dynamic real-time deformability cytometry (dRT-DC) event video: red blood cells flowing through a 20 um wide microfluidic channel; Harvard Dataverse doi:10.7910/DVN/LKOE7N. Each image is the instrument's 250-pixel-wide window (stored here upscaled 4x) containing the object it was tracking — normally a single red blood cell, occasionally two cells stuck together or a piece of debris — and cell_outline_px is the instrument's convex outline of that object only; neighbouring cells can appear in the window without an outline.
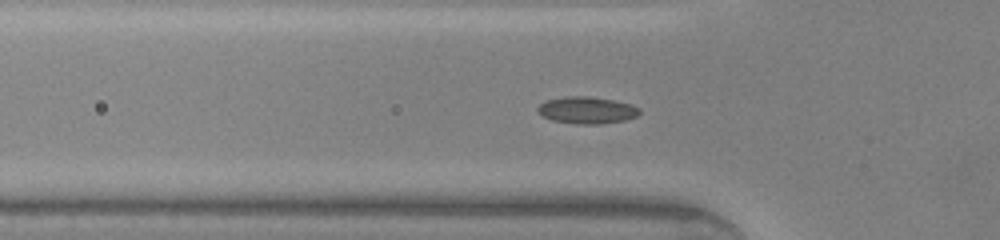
{"species": "common noctule bat (a hibernating species)", "species_latin": "Nyctalus noctula", "temperature_condition": "warm", "stored_images_in_passage": 47, "camera_frame_rate_fps": 3000, "um_per_image_px": 0.085, "animal": {"sex": "male", "body_mass_g": 20.0, "forearm_length_mm": 53.3}, "frame": {"image": 1, "passage_image": 14, "time_ms": 4.333, "image_size_px": [1000, 240], "cell_outline_px": [[640, 112], [636, 116], [624, 120], [600, 124], [580, 124], [552, 120], [544, 116], [536, 108], [540, 104], [548, 100], [564, 96], [588, 96], [612, 100], [628, 104], [640, 108]], "centroid_in_image_um": [49.88, 9.36], "position_along_channel_um": 75.9, "area_um2": 15.66}}
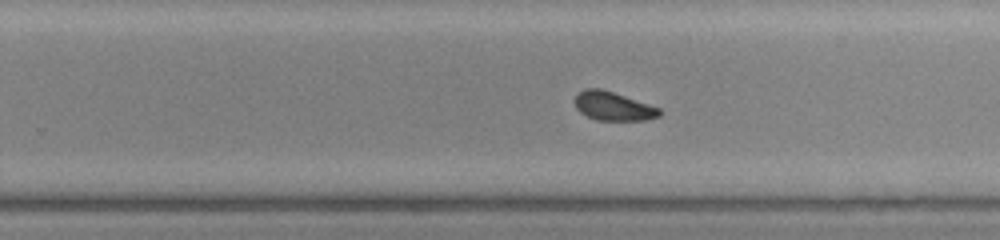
{"frame": {"image": 2, "passage_image": 28, "time_ms": 9.0, "image_size_px": [1000, 240], "cell_outline_px": [[660, 116], [644, 120], [596, 120], [580, 112], [576, 108], [576, 92], [584, 88], [600, 88], [660, 108]], "centroid_in_image_um": [52.09, 9.02], "position_along_channel_um": 277.7, "area_um2": 13.99}}
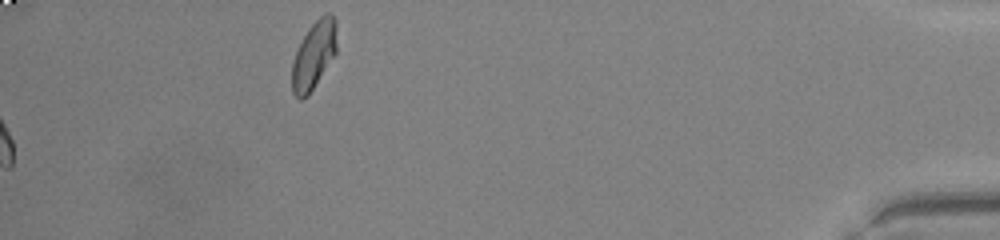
{"frame": {"image": 3, "passage_image": 47, "time_ms": 15.333, "image_size_px": [1000, 240], "cell_outline_px": [[336, 52], [308, 96], [300, 100], [292, 92], [292, 60], [308, 28], [324, 12], [328, 12], [336, 20]], "centroid_in_image_um": [26.67, 4.68], "position_along_channel_um": 408.5, "area_um2": 17.51}, "authors_computed_cell_mechanics": {"area_um2": 14.3922, "velocity_mm_per_s": 4.3241, "shape_relaxation_time_tau1_ms": 7.9233, "shape_relaxation_time_tau2_ms": 1.3442, "deformation_change_tau1": 0.118, "deformation_change_tau2": 0.0631}}